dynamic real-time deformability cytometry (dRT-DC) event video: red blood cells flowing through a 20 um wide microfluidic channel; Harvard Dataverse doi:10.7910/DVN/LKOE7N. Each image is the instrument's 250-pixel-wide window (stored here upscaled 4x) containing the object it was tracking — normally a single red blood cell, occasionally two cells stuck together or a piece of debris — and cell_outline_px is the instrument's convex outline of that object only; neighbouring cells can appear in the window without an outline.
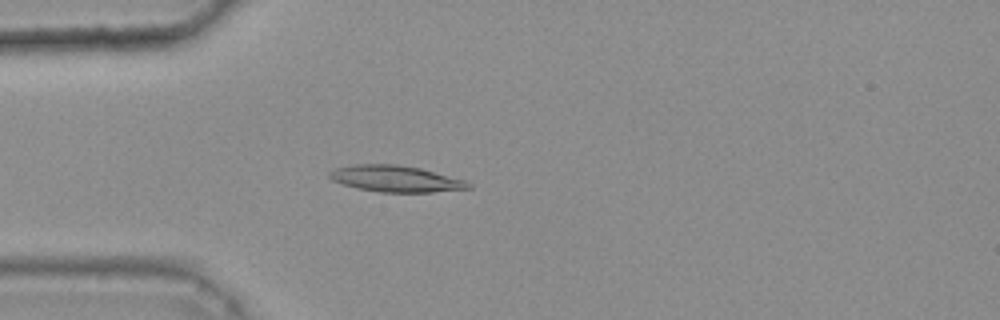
{"species": "common noctule bat (a hibernating species)", "species_latin": "Nyctalus noctula", "temperature_condition": "warm", "stored_images_in_passage": 43, "camera_frame_rate_fps": 3000, "um_per_image_px": 0.085, "animal": {"sex": "female", "body_mass_g": 25.1}, "frame": {"image": 1, "passage_image": 14, "time_ms": 4.333, "image_size_px": [1000, 320], "cell_outline_px": [[472, 188], [432, 192], [380, 192], [356, 188], [332, 180], [328, 176], [328, 172], [336, 168], [352, 164], [396, 164], [420, 168], [464, 180], [472, 184]], "centroid_in_image_um": [33.61, 15.19], "position_along_channel_um": 51.4, "area_um2": 21.27}}
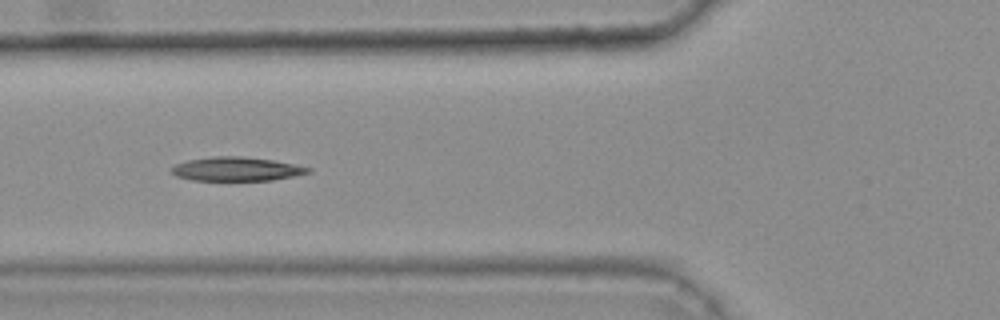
{"frame": {"image": 2, "passage_image": 19, "time_ms": 6.0, "image_size_px": [1000, 320], "cell_outline_px": [[312, 172], [272, 180], [192, 180], [176, 176], [172, 172], [172, 168], [176, 164], [188, 160], [212, 156], [244, 156], [272, 160], [312, 168]], "centroid_in_image_um": [20.1, 14.36], "position_along_channel_um": 105.7, "area_um2": 18.84}}
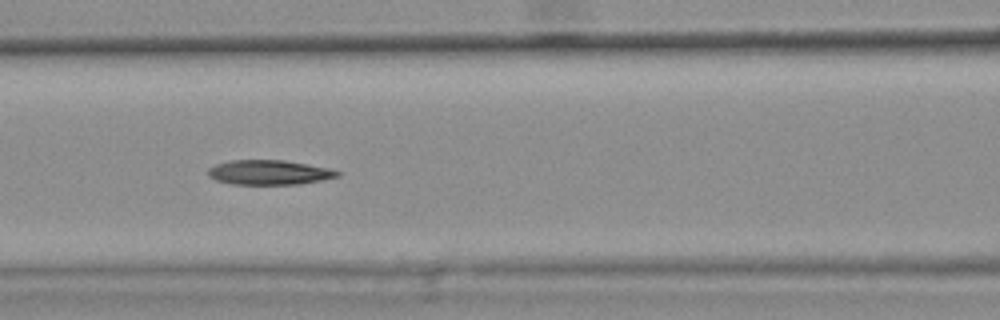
{"frame": {"image": 3, "passage_image": 22, "time_ms": 7.0, "image_size_px": [1000, 320], "cell_outline_px": [[340, 176], [300, 184], [232, 184], [216, 180], [208, 176], [208, 168], [216, 164], [232, 160], [284, 160], [308, 164], [328, 168], [340, 172]], "centroid_in_image_um": [22.86, 14.65], "position_along_channel_um": 143.7, "area_um2": 18.5}, "authors_computed_cell_mechanics": {"area_um2": 19.3052, "velocity_mm_per_s": 3.7961, "shape_relaxation_time_tau1_ms": null, "shape_relaxation_time_tau2_ms": 11.2442, "deformation_change_tau1": null, "deformation_change_tau2": 0.1939}}